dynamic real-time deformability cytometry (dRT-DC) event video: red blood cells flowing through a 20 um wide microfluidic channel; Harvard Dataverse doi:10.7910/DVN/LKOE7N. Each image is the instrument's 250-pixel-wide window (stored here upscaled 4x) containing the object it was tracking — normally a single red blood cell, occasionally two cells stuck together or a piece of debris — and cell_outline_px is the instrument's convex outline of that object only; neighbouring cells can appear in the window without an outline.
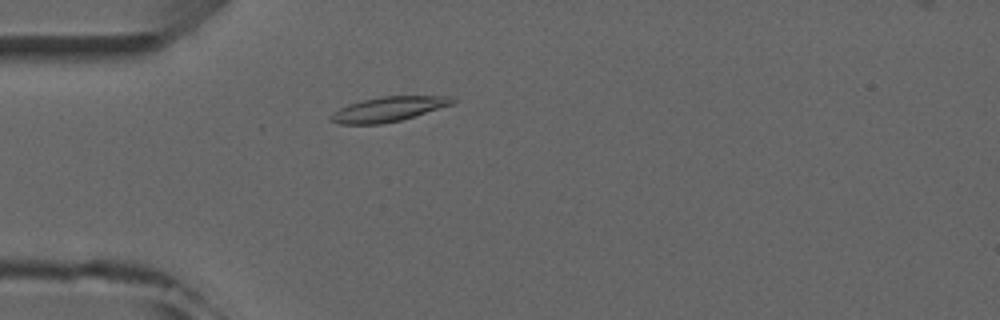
{"species": "common noctule bat (a hibernating species)", "species_latin": "Nyctalus noctula", "temperature_condition": "room temperature", "stored_images_in_passage": 3, "camera_frame_rate_fps": 3000, "um_per_image_px": 0.085, "animal": {"sex": "male", "forearm_length_mm": 52.5}, "frame": {"image": 1, "passage_image": 3, "time_ms": 3.0, "image_size_px": [1000, 320], "cell_outline_px": [[456, 100], [452, 104], [416, 116], [400, 120], [380, 124], [340, 124], [328, 120], [328, 116], [340, 108], [348, 104], [360, 100], [384, 96], [452, 96]], "centroid_in_image_um": [32.98, 9.28], "position_along_channel_um": 52.0, "area_um2": 17.57}}